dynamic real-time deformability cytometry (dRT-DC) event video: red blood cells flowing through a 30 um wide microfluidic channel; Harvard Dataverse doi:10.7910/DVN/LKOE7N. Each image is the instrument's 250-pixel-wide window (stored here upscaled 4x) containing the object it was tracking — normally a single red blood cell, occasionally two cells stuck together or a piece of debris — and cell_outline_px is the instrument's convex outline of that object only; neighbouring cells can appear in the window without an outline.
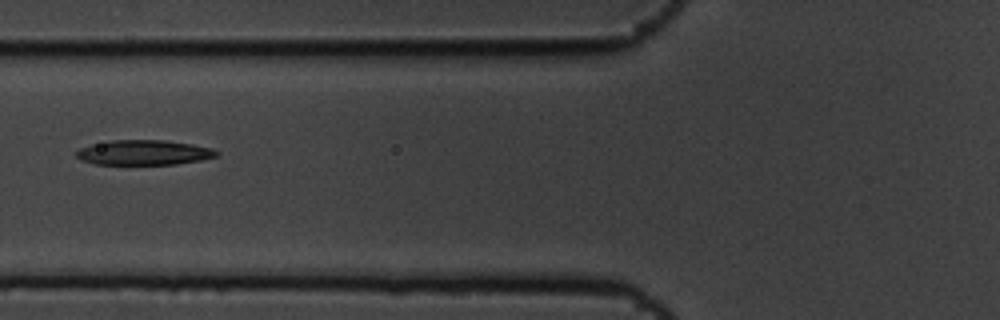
{"species": "common noctule bat (a hibernating species)", "species_latin": "Nyctalus noctula", "temperature_condition": "cold", "stored_images_in_passage": 10, "camera_frame_rate_fps": 3000, "um_per_image_px": 0.085, "animal": {"sex": "male", "body_mass_g": 19.5, "forearm_length_mm": 54.6}, "frame": {"image": 1, "passage_image": 7, "time_ms": 2.0, "image_size_px": [1000, 320], "cell_outline_px": [[220, 152], [216, 156], [200, 160], [176, 164], [96, 164], [80, 160], [76, 156], [76, 152], [80, 148], [92, 144], [108, 140], [164, 140], [192, 144], [212, 148]], "centroid_in_image_um": [12.21, 12.96], "position_along_channel_um": 113.6, "area_um2": 20.35}}
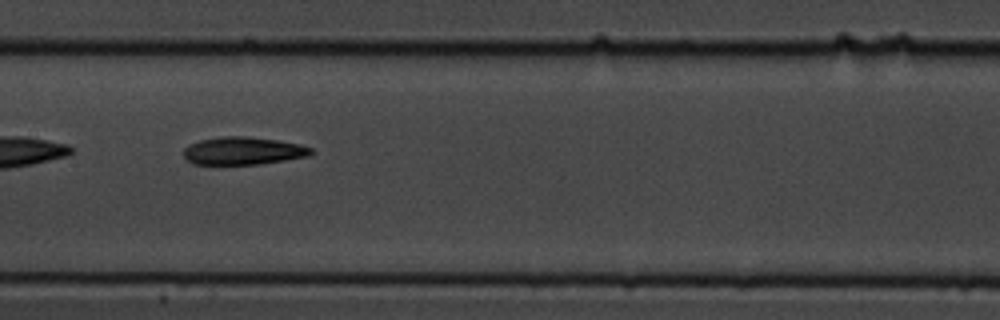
{"frame": {"image": 2, "passage_image": 9, "time_ms": 2.667, "image_size_px": [1000, 320], "cell_outline_px": [[312, 152], [308, 156], [260, 164], [192, 164], [184, 156], [184, 148], [188, 144], [200, 140], [224, 136], [244, 136], [276, 140], [300, 144], [312, 148]], "centroid_in_image_um": [20.64, 12.82], "position_along_channel_um": 186.8, "area_um2": 20.46}}
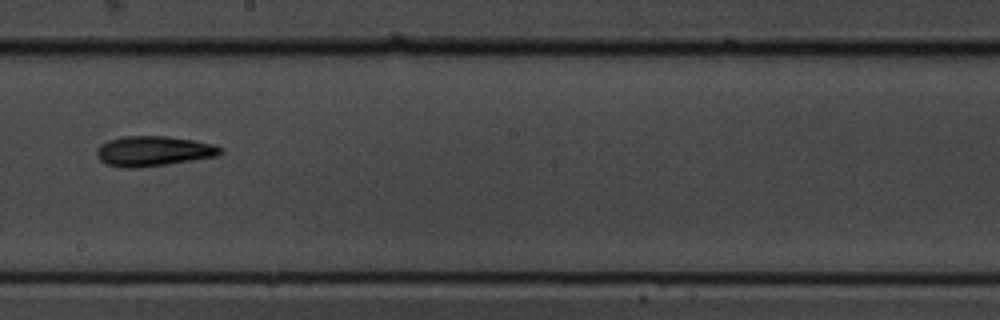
{"frame": {"image": 3, "passage_image": 10, "time_ms": 3.0, "image_size_px": [1000, 320], "cell_outline_px": [[224, 152], [216, 156], [168, 164], [136, 168], [120, 168], [104, 164], [100, 160], [96, 152], [96, 148], [100, 144], [108, 140], [124, 136], [168, 136], [192, 140], [212, 144], [224, 148]], "centroid_in_image_um": [13.01, 12.85], "position_along_channel_um": 235.2, "area_um2": 21.85}}